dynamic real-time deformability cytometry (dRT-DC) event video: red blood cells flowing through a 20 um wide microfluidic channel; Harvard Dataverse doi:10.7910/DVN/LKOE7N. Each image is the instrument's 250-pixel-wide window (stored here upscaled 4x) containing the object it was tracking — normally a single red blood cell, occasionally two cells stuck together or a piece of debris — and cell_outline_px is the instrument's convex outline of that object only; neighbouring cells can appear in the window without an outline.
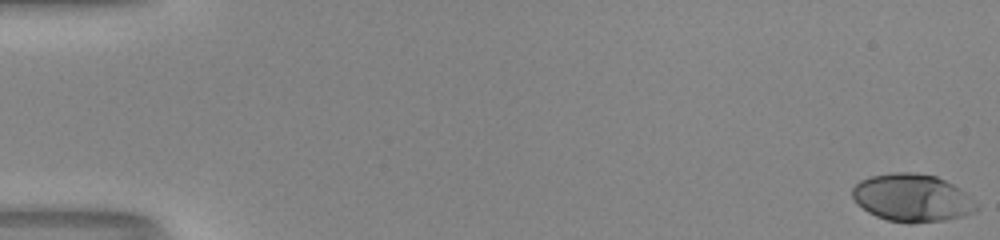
{"species": "human", "species_latin": "Homo sapiens", "temperature_condition": "room temperature", "stored_images_in_passage": 50, "camera_frame_rate_fps": 3000, "um_per_image_px": 0.085, "donor": {"sex": "male"}, "frame": {"image": 1, "passage_image": 1, "time_ms": 0.0, "image_size_px": [1000, 240], "cell_outline_px": [[980, 208], [976, 212], [964, 216], [944, 220], [912, 224], [908, 224], [888, 220], [876, 216], [868, 212], [856, 204], [852, 196], [852, 188], [860, 180], [868, 176], [892, 172], [916, 172], [936, 176], [960, 188]], "centroid_in_image_um": [77.51, 16.82], "position_along_channel_um": 7.5, "area_um2": 34.85}}
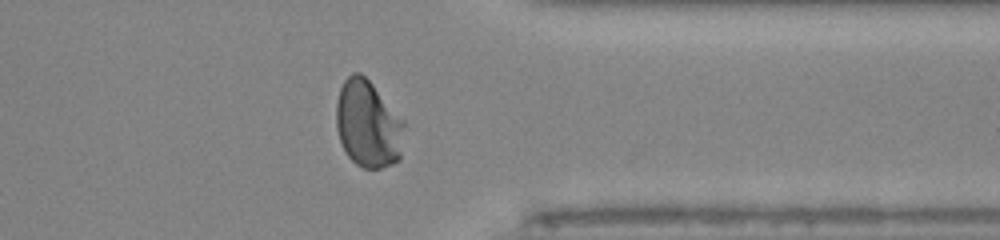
{"frame": {"image": 2, "passage_image": 42, "time_ms": 13.667, "image_size_px": [1000, 240], "cell_outline_px": [[404, 124], [400, 160], [392, 164], [380, 168], [364, 168], [356, 164], [348, 156], [340, 140], [336, 128], [336, 104], [340, 88], [344, 80], [352, 72], [360, 72], [372, 84], [404, 120]], "centroid_in_image_um": [31.27, 10.55], "position_along_channel_um": 380.1, "area_um2": 34.45}}
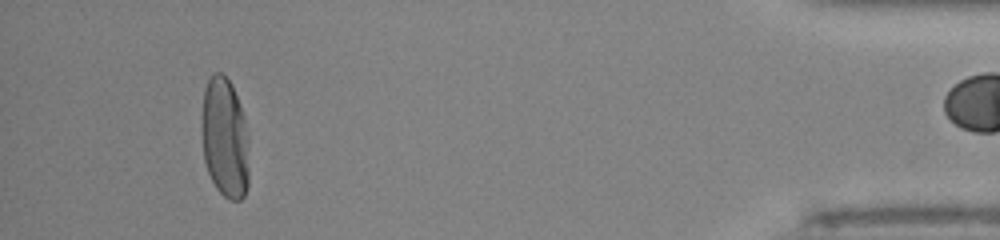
{"frame": {"image": 3, "passage_image": 49, "time_ms": 16.0, "image_size_px": [1000, 240], "cell_outline_px": [[248, 184], [244, 196], [240, 200], [228, 200], [216, 188], [208, 172], [204, 160], [200, 128], [200, 124], [204, 88], [208, 76], [212, 72], [220, 72], [232, 84], [240, 104], [244, 116], [248, 136]], "centroid_in_image_um": [19.09, 11.69], "position_along_channel_um": 416.1, "area_um2": 33.99}}